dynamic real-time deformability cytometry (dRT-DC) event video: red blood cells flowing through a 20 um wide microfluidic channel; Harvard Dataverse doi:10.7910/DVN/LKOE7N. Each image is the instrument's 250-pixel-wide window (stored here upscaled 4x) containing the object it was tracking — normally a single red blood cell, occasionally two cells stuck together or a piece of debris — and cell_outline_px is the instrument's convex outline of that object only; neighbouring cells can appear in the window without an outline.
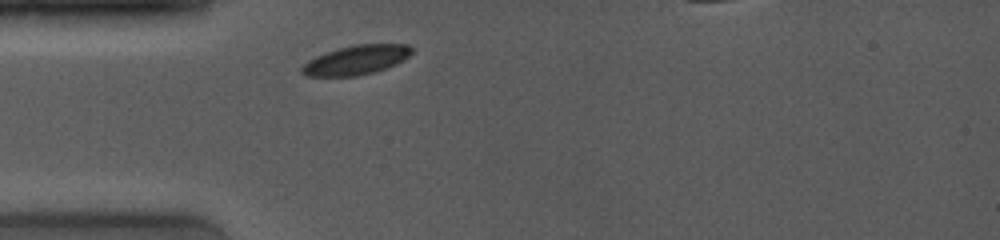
{"species": "common noctule bat (a hibernating species)", "species_latin": "Nyctalus noctula", "temperature_condition": "room temperature", "stored_images_in_passage": 14, "camera_frame_rate_fps": 4000, "um_per_image_px": 0.085, "animal": {"sex": "female", "body_mass_g": 19.0, "forearm_length_mm": 53.3}, "frame": {"image": 1, "passage_image": 1, "time_ms": 0.0, "image_size_px": [1000, 240], "cell_outline_px": [[412, 52], [404, 60], [396, 64], [376, 72], [356, 76], [304, 76], [300, 72], [300, 68], [308, 60], [316, 56], [340, 48], [356, 44], [408, 44], [412, 48]], "centroid_in_image_um": [30.28, 5.11], "position_along_channel_um": 54.7, "area_um2": 18.79}}
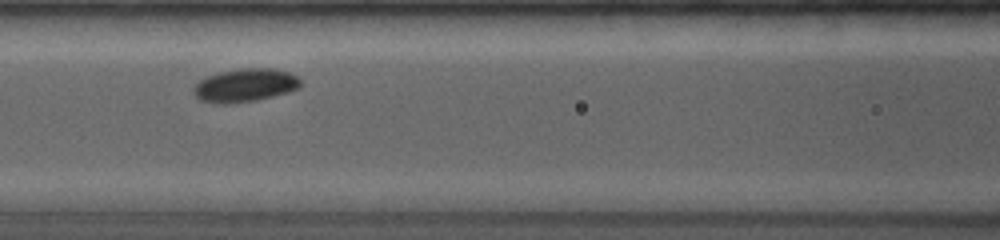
{"frame": {"image": 2, "passage_image": 7, "time_ms": 2.5, "image_size_px": [1000, 240], "cell_outline_px": [[300, 84], [296, 88], [288, 92], [256, 100], [232, 104], [216, 104], [200, 100], [192, 92], [192, 88], [204, 76], [220, 72], [240, 68], [272, 68], [292, 72], [300, 76]], "centroid_in_image_um": [20.81, 7.24], "position_along_channel_um": 145.8, "area_um2": 21.04}}
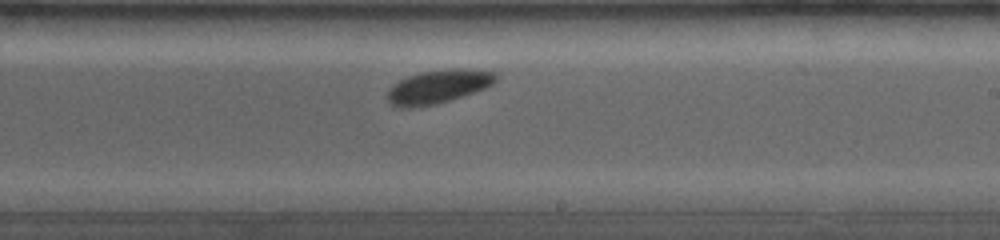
{"frame": {"image": 3, "passage_image": 14, "time_ms": 5.25, "image_size_px": [1000, 240], "cell_outline_px": [[500, 76], [492, 84], [484, 88], [436, 104], [408, 108], [404, 108], [392, 104], [388, 100], [388, 92], [400, 80], [408, 76], [420, 72], [452, 68], [496, 72]], "centroid_in_image_um": [37.27, 7.35], "position_along_channel_um": 251.7, "area_um2": 20.63}}